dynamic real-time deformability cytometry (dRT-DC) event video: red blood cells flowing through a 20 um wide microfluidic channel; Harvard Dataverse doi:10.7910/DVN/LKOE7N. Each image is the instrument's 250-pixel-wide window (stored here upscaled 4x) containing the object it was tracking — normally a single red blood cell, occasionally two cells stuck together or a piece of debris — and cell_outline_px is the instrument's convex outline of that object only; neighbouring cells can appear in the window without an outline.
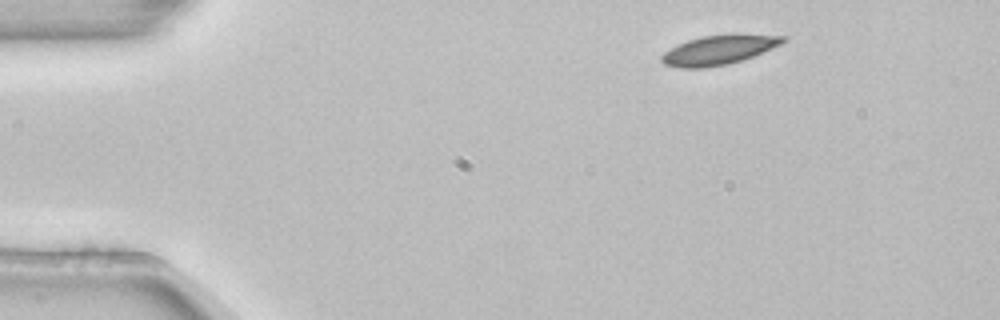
{"species": "common noctule bat (a hibernating species)", "species_latin": "Nyctalus noctula", "temperature_condition": "room temperature", "stored_images_in_passage": 3, "camera_frame_rate_fps": 3000, "um_per_image_px": 0.085, "animal": {"sex": "female", "body_mass_g": 22.7, "forearm_length_mm": 54.2}, "frame": {"image": 1, "passage_image": 1, "time_ms": 0.0, "image_size_px": [1000, 320], "cell_outline_px": [[788, 40], [780, 44], [752, 56], [728, 64], [704, 68], [680, 68], [664, 64], [660, 60], [660, 56], [664, 52], [688, 40], [704, 36], [788, 36]], "centroid_in_image_um": [61.02, 4.29], "position_along_channel_um": 24.0, "area_um2": 19.83}}
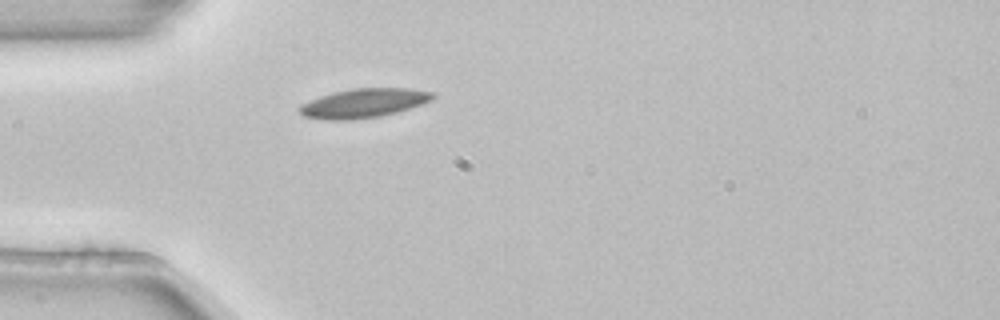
{"frame": {"image": 2, "passage_image": 3, "time_ms": 0.667, "image_size_px": [1000, 320], "cell_outline_px": [[436, 96], [432, 100], [396, 112], [380, 116], [352, 120], [328, 120], [304, 116], [300, 112], [300, 104], [320, 96], [332, 92], [352, 88], [412, 88], [432, 92]], "centroid_in_image_um": [30.91, 8.76], "position_along_channel_um": 54.1, "area_um2": 22.54}}